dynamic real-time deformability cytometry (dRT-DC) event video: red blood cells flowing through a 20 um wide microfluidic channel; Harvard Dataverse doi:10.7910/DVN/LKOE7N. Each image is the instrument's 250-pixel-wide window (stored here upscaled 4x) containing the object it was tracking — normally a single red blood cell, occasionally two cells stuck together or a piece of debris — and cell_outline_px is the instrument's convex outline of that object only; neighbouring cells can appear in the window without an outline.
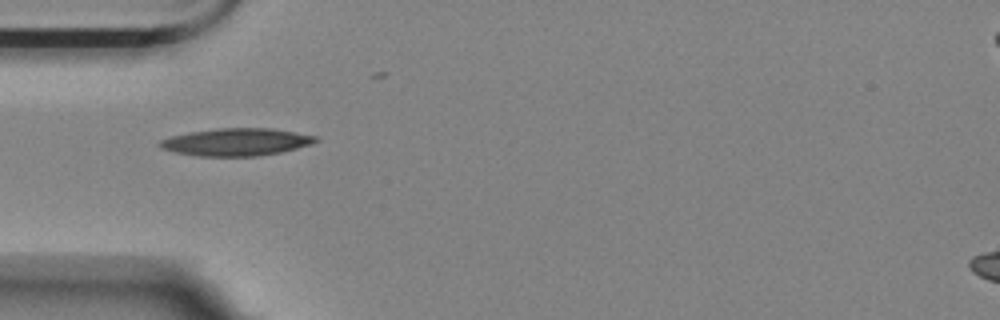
{"species": "Egyptian fruit bat (a non-hibernating species)", "species_latin": "Rousettus aegyptiacus", "temperature_condition": "room temperature", "stored_images_in_passage": 29, "camera_frame_rate_fps": 3000, "um_per_image_px": 0.085, "animal": {"sex": "female"}, "frame": {"image": 1, "passage_image": 1, "time_ms": 0.0, "image_size_px": [1000, 320], "cell_outline_px": [[320, 140], [312, 144], [280, 152], [256, 156], [200, 156], [176, 152], [160, 148], [156, 144], [160, 140], [172, 136], [188, 132], [216, 128], [272, 128], [316, 136]], "centroid_in_image_um": [20.07, 12.06], "position_along_channel_um": 64.9, "area_um2": 24.91}}
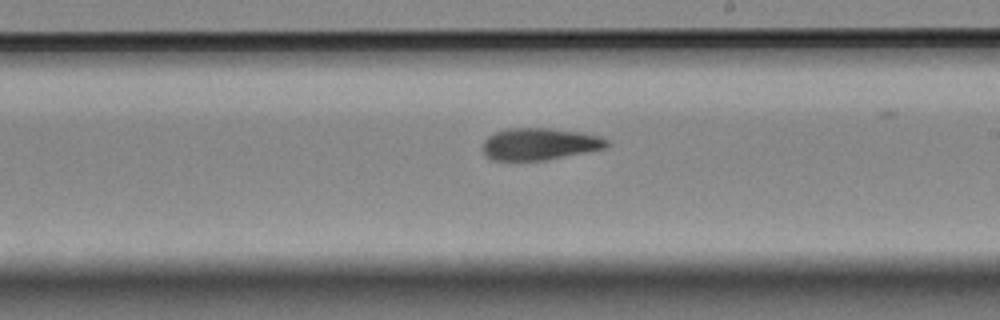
{"frame": {"image": 2, "passage_image": 16, "time_ms": 5.0, "image_size_px": [1000, 320], "cell_outline_px": [[612, 144], [608, 148], [544, 160], [492, 160], [484, 156], [484, 140], [488, 136], [496, 132], [512, 128], [544, 128], [580, 132], [596, 136], [608, 140]], "centroid_in_image_um": [45.88, 12.25], "position_along_channel_um": 243.1, "area_um2": 22.95}}
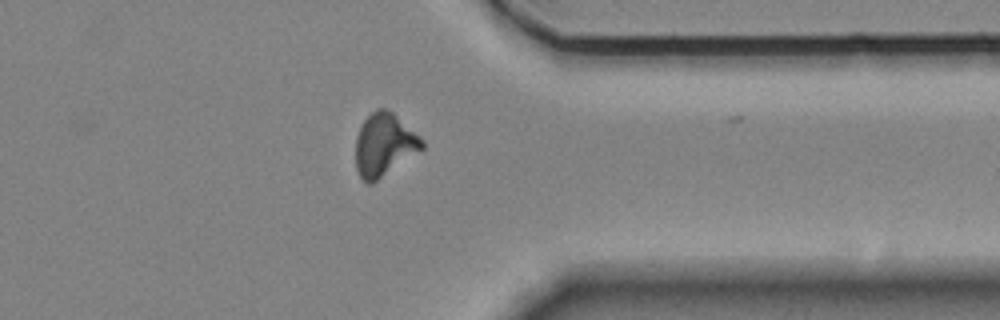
{"frame": {"image": 3, "passage_image": 28, "time_ms": 9.0, "image_size_px": [1000, 320], "cell_outline_px": [[424, 148], [372, 184], [368, 184], [360, 176], [356, 168], [356, 136], [364, 120], [376, 108], [384, 108], [392, 112], [424, 140]], "centroid_in_image_um": [32.65, 12.31], "position_along_channel_um": 378.7, "area_um2": 24.04}}